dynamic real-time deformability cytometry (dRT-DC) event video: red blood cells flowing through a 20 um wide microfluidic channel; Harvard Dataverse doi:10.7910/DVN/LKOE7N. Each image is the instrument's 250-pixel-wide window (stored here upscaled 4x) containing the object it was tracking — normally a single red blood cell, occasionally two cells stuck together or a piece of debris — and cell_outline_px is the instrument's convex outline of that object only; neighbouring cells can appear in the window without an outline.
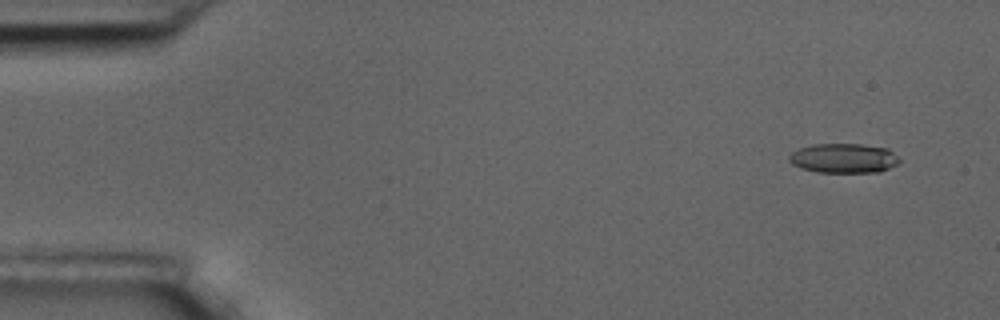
{"species": "common noctule bat (a hibernating species)", "species_latin": "Nyctalus noctula", "temperature_condition": "room temperature", "stored_images_in_passage": 5, "camera_frame_rate_fps": 3000, "um_per_image_px": 0.085, "animal": {"sex": "male", "body_mass_g": 17.5, "forearm_length_mm": 52.3}, "frame": {"image": 1, "passage_image": 2, "time_ms": 0.333, "image_size_px": [1000, 320], "cell_outline_px": [[900, 160], [896, 164], [880, 172], [816, 172], [800, 168], [792, 164], [788, 160], [788, 156], [792, 152], [800, 148], [812, 144], [860, 144], [888, 148]], "centroid_in_image_um": [71.67, 13.45], "position_along_channel_um": 13.3, "area_um2": 18.96}}
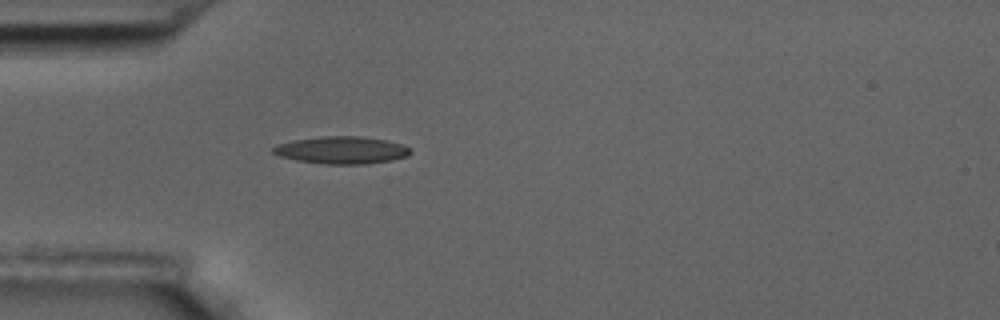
{"frame": {"image": 2, "passage_image": 5, "time_ms": 1.333, "image_size_px": [1000, 320], "cell_outline_px": [[412, 152], [408, 156], [392, 160], [368, 164], [324, 164], [296, 160], [280, 156], [272, 152], [272, 148], [276, 144], [292, 140], [320, 136], [360, 136], [388, 140], [400, 144], [408, 148]], "centroid_in_image_um": [29.02, 12.76], "position_along_channel_um": 56.0, "area_um2": 22.02}}